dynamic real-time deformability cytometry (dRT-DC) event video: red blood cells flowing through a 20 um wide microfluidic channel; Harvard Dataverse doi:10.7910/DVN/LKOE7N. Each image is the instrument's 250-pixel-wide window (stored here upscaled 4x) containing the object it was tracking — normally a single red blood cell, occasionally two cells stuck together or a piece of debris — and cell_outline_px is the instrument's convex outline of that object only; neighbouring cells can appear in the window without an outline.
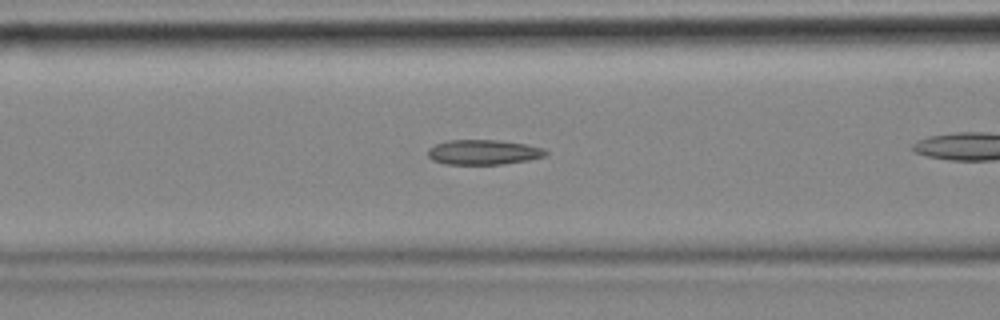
{"species": "common noctule bat (a hibernating species)", "species_latin": "Nyctalus noctula", "temperature_condition": "cold", "stored_images_in_passage": 32, "camera_frame_rate_fps": 3000, "um_per_image_px": 0.085, "animal": {"sex": "female", "body_mass_g": 18.4}, "frame": {"image": 1, "passage_image": 10, "time_ms": 3.0, "image_size_px": [1000, 320], "cell_outline_px": [[548, 152], [544, 156], [528, 160], [500, 164], [448, 164], [432, 160], [428, 156], [428, 148], [436, 144], [448, 140], [496, 140], [524, 144], [540, 148]], "centroid_in_image_um": [41.04, 12.93], "position_along_channel_um": 125.6, "area_um2": 16.82}}